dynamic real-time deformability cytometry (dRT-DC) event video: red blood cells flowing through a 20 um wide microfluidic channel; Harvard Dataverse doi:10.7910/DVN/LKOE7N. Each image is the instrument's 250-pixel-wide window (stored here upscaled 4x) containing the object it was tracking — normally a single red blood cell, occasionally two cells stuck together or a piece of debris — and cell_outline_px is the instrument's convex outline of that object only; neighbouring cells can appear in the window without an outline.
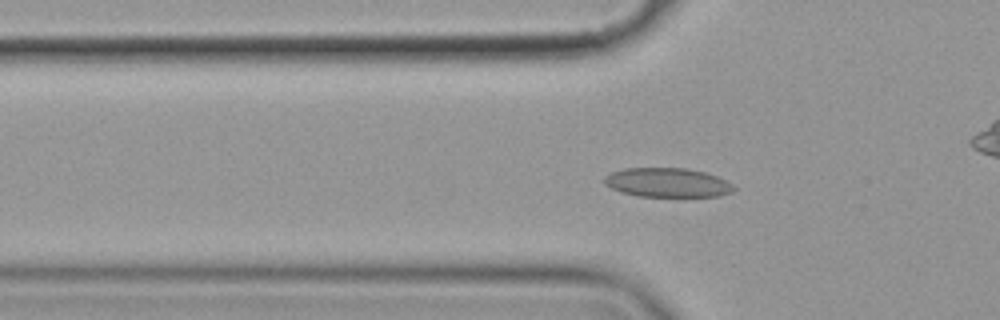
{"species": "common noctule bat (a hibernating species)", "species_latin": "Nyctalus noctula", "temperature_condition": "cold", "stored_images_in_passage": 58, "camera_frame_rate_fps": 3000, "um_per_image_px": 0.085, "animal": {"sex": "female", "body_mass_g": 19.9}, "frame": {"image": 1, "passage_image": 19, "time_ms": 6.0, "image_size_px": [1000, 320], "cell_outline_px": [[736, 188], [732, 192], [720, 196], [636, 196], [620, 192], [604, 184], [604, 176], [612, 172], [624, 168], [684, 168], [704, 172], [716, 176], [732, 184]], "centroid_in_image_um": [56.7, 15.52], "position_along_channel_um": 69.1, "area_um2": 21.96}}
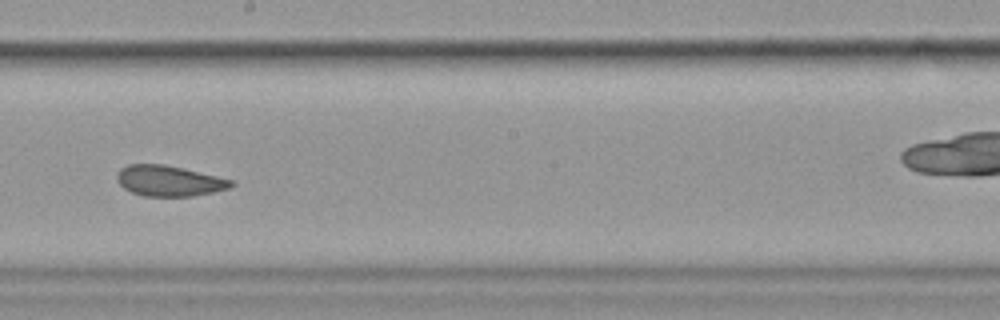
{"frame": {"image": 2, "passage_image": 33, "time_ms": 10.667, "image_size_px": [1000, 320], "cell_outline_px": [[236, 184], [232, 188], [192, 196], [144, 196], [132, 192], [124, 188], [116, 180], [116, 176], [120, 168], [128, 164], [164, 164], [184, 168], [232, 180]], "centroid_in_image_um": [14.37, 15.37], "position_along_channel_um": 233.8, "area_um2": 20.46}}
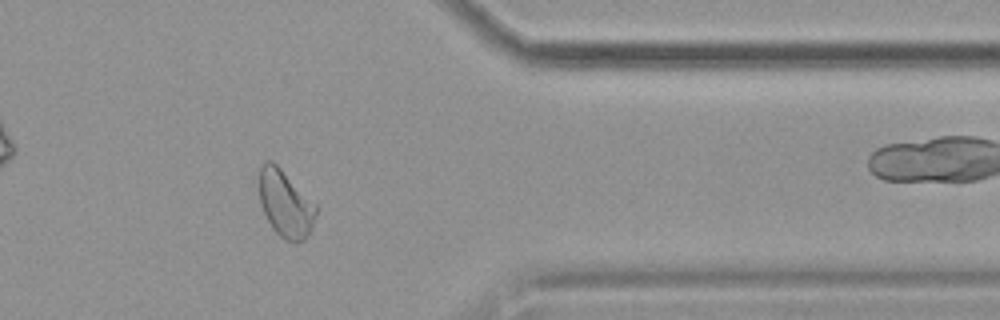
{"frame": {"image": 3, "passage_image": 47, "time_ms": 15.333, "image_size_px": [1000, 320], "cell_outline_px": [[316, 216], [312, 228], [304, 240], [296, 244], [280, 236], [272, 228], [260, 204], [260, 168], [268, 160], [272, 160], [316, 204]], "centroid_in_image_um": [24.28, 17.35], "position_along_channel_um": 387.1, "area_um2": 21.85}, "authors_computed_cell_mechanics": {"area_um2": 22.5998, "velocity_mm_per_s": 3.5495, "shape_relaxation_time_tau1_ms": null, "shape_relaxation_time_tau2_ms": 2.2714, "deformation_change_tau1": null, "deformation_change_tau2": 0.0693}}